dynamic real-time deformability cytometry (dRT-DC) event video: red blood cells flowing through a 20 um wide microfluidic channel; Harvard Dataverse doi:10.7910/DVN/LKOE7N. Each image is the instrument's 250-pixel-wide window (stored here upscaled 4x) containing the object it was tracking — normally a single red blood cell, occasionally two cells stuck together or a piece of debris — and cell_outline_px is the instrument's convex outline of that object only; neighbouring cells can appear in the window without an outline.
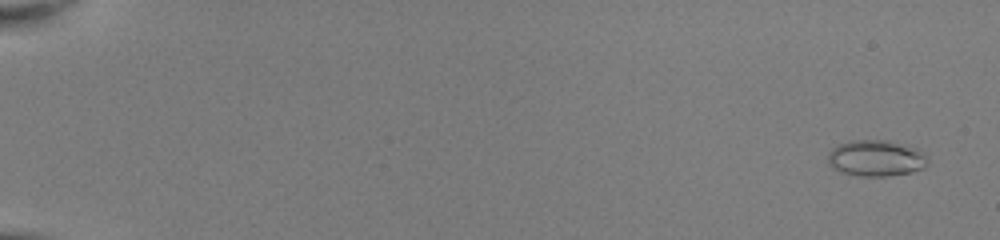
{"species": "common noctule bat (a hibernating species)", "species_latin": "Nyctalus noctula", "temperature_condition": "room temperature", "stored_images_in_passage": 51, "camera_frame_rate_fps": 3000, "um_per_image_px": 0.085, "animal": {"sex": "female", "body_mass_g": 22.0, "forearm_length_mm": 56.7}, "frame": {"image": 1, "passage_image": 1, "time_ms": 0.0, "image_size_px": [1000, 240], "cell_outline_px": [[928, 164], [924, 168], [912, 172], [888, 176], [860, 176], [840, 172], [832, 168], [828, 164], [828, 152], [836, 144], [848, 140], [888, 140], [916, 148], [928, 160]], "centroid_in_image_um": [74.41, 13.44], "position_along_channel_um": 10.6, "area_um2": 21.27}}
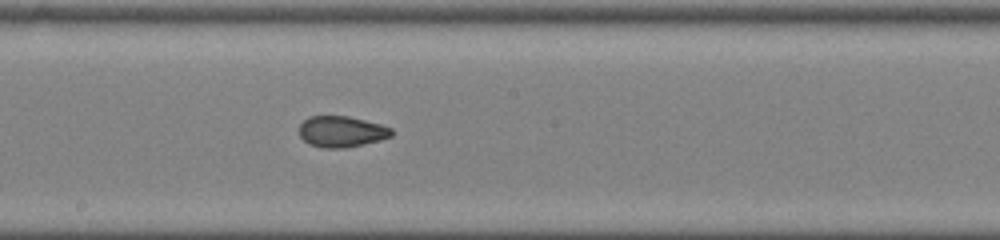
{"frame": {"image": 2, "passage_image": 30, "time_ms": 9.667, "image_size_px": [1000, 240], "cell_outline_px": [[392, 136], [380, 140], [348, 148], [324, 148], [308, 144], [300, 136], [300, 124], [308, 116], [348, 116], [380, 124], [392, 128]], "centroid_in_image_um": [29.03, 11.19], "position_along_channel_um": 219.2, "area_um2": 16.76}}
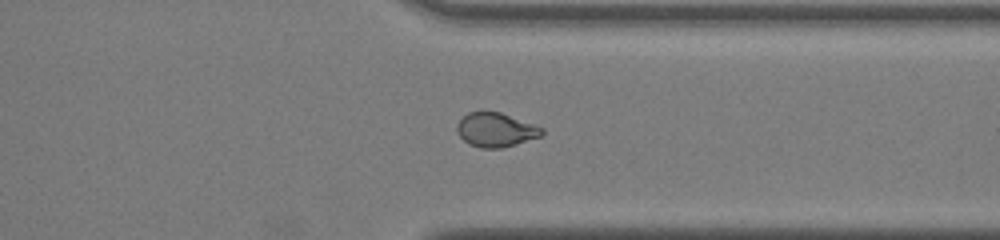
{"frame": {"image": 3, "passage_image": 41, "time_ms": 13.333, "image_size_px": [1000, 240], "cell_outline_px": [[544, 132], [540, 136], [516, 144], [500, 148], [480, 148], [468, 144], [456, 132], [456, 124], [468, 112], [500, 112], [536, 124], [544, 128]], "centroid_in_image_um": [42.14, 11.04], "position_along_channel_um": 369.3, "area_um2": 16.94}, "authors_computed_cell_mechanics": {"area_um2": 17.918, "velocity_mm_per_s": 4.0784, "shape_relaxation_time_tau1_ms": 8.1577, "shape_relaxation_time_tau2_ms": 1.3863, "deformation_change_tau1": 0.1857, "deformation_change_tau2": 0.0683}}